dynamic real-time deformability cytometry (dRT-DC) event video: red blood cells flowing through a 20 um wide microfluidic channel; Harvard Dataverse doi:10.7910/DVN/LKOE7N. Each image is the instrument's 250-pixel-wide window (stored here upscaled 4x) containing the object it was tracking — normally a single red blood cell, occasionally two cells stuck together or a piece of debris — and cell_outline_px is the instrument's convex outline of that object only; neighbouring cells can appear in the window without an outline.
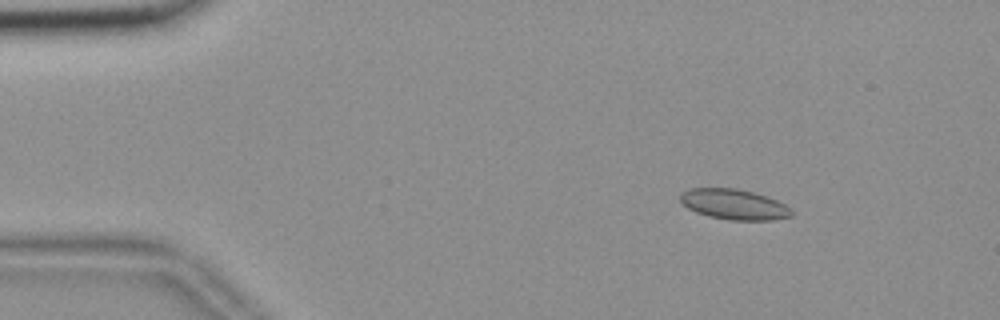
{"species": "common noctule bat (a hibernating species)", "species_latin": "Nyctalus noctula", "temperature_condition": "room temperature", "stored_images_in_passage": 52, "camera_frame_rate_fps": 3000, "um_per_image_px": 0.085, "animal": {"sex": "female", "body_mass_g": 18.4}, "frame": {"image": 1, "passage_image": 4, "time_ms": 1.0, "image_size_px": [1000, 320], "cell_outline_px": [[792, 216], [772, 220], [728, 220], [708, 216], [696, 212], [688, 208], [680, 200], [680, 192], [688, 188], [736, 188], [752, 192], [776, 200], [792, 208]], "centroid_in_image_um": [62.37, 17.37], "position_along_channel_um": 22.6, "area_um2": 19.71}}
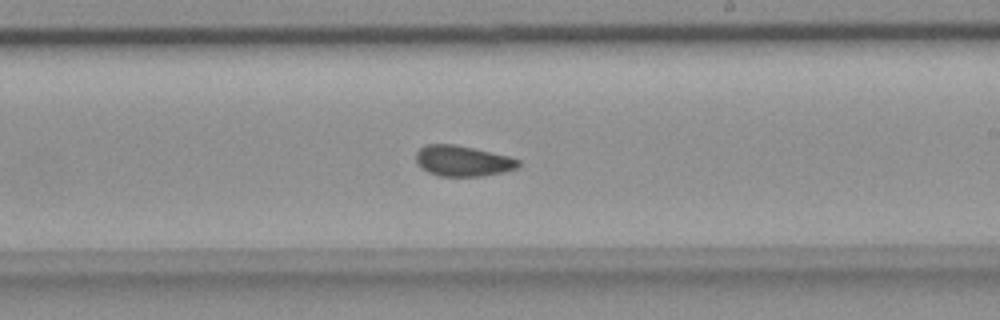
{"frame": {"image": 2, "passage_image": 29, "time_ms": 9.333, "image_size_px": [1000, 320], "cell_outline_px": [[520, 164], [516, 168], [504, 172], [484, 176], [440, 176], [428, 172], [420, 168], [416, 164], [416, 152], [420, 148], [428, 144], [452, 144], [472, 148], [508, 156], [520, 160]], "centroid_in_image_um": [39.3, 13.69], "position_along_channel_um": 249.7, "area_um2": 18.26}}
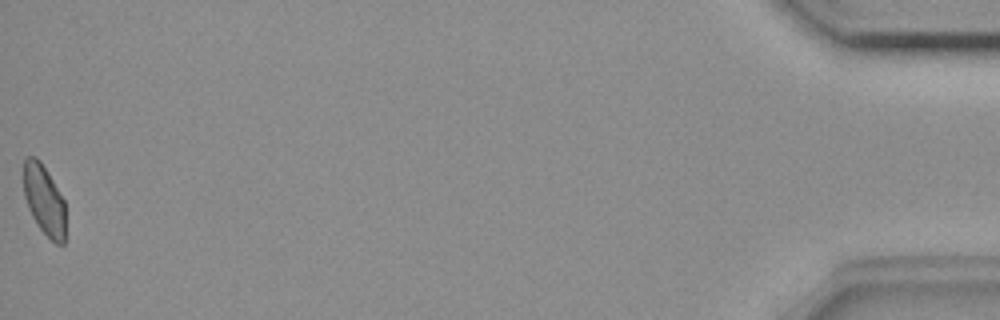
{"frame": {"image": 3, "passage_image": 52, "time_ms": 17.0, "image_size_px": [1000, 320], "cell_outline_px": [[64, 244], [56, 244], [40, 228], [32, 216], [28, 208], [24, 196], [24, 160], [28, 156], [36, 156], [40, 160], [64, 200]], "centroid_in_image_um": [3.73, 16.98], "position_along_channel_um": 431.5, "area_um2": 16.82}, "authors_computed_cell_mechanics": {"area_um2": 18.6405, "velocity_mm_per_s": 3.6553, "shape_relaxation_time_tau1_ms": null, "shape_relaxation_time_tau2_ms": 2.2486, "deformation_change_tau1": null, "deformation_change_tau2": 0.065}}